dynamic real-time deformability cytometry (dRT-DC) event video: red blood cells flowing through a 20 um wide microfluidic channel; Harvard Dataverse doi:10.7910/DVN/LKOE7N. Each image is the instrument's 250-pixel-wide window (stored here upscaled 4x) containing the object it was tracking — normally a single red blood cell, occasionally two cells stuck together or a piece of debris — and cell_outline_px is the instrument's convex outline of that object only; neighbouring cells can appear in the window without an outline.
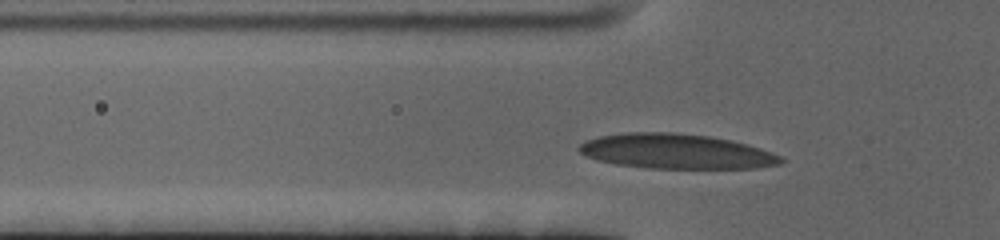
{"species": "human", "species_latin": "Homo sapiens", "temperature_condition": "cold", "stored_images_in_passage": 41, "camera_frame_rate_fps": 3000, "um_per_image_px": 0.085, "donor": {"sex": "female"}, "frame": {"image": 1, "passage_image": 11, "time_ms": 3.333, "image_size_px": [1000, 240], "cell_outline_px": [[784, 160], [780, 164], [756, 168], [648, 168], [616, 164], [600, 160], [588, 156], [580, 152], [576, 148], [580, 144], [588, 140], [600, 136], [628, 132], [672, 132], [708, 136], [732, 140], [748, 144], [772, 152], [780, 156]], "centroid_in_image_um": [57.5, 12.86], "position_along_channel_um": 68.3, "area_um2": 40.81}}
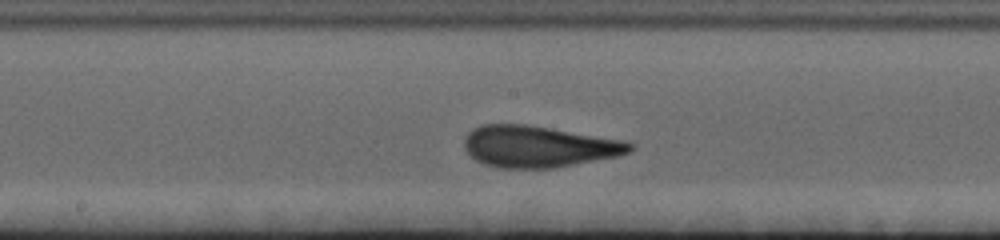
{"frame": {"image": 2, "passage_image": 23, "time_ms": 7.333, "image_size_px": [1000, 240], "cell_outline_px": [[636, 148], [628, 152], [616, 156], [552, 168], [500, 168], [484, 164], [476, 160], [464, 148], [464, 140], [468, 132], [472, 128], [480, 124], [524, 124], [552, 128], [628, 140], [636, 144]], "centroid_in_image_um": [45.8, 12.44], "position_along_channel_um": 202.4, "area_um2": 40.29}}
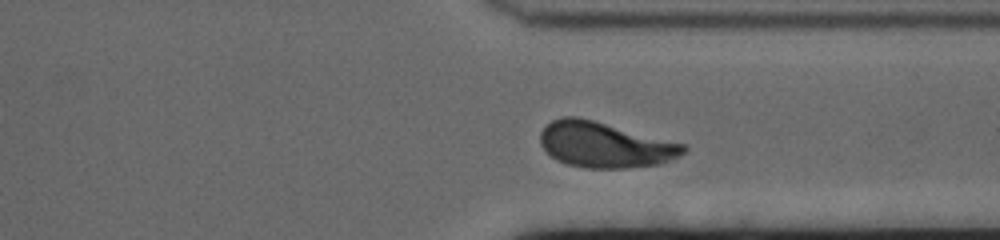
{"frame": {"image": 3, "passage_image": 37, "time_ms": 12.0, "image_size_px": [1000, 240], "cell_outline_px": [[688, 148], [680, 156], [660, 164], [628, 168], [584, 168], [568, 164], [556, 160], [540, 144], [540, 132], [552, 120], [560, 116], [576, 116], [592, 120], [684, 144]], "centroid_in_image_um": [51.39, 12.31], "position_along_channel_um": 360.0, "area_um2": 37.74}, "authors_computed_cell_mechanics": {"area_um2": 39.1884, "velocity_mm_per_s": 3.3688, "shape_relaxation_time_tau1_ms": 5.2767, "shape_relaxation_time_tau2_ms": 0.9383, "deformation_change_tau1": 0.2108, "deformation_change_tau2": 0.0904}}